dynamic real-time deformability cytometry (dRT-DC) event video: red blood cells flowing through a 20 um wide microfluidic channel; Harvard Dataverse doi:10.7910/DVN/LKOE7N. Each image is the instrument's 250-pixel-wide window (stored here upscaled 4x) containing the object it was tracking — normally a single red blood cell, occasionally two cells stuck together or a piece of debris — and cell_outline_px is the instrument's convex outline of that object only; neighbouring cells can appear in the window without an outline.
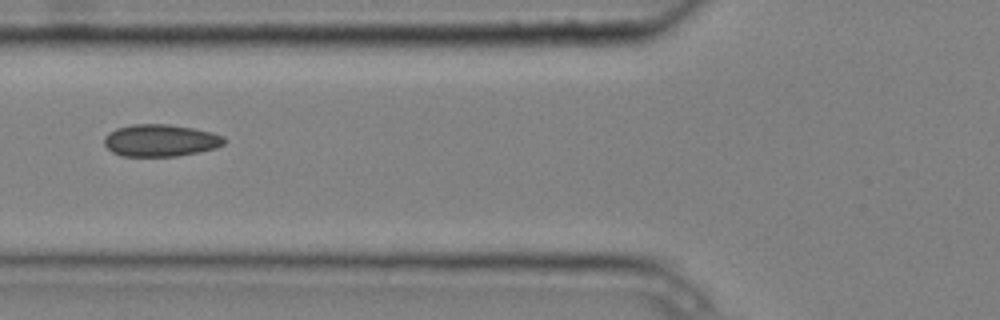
{"species": "common noctule bat (a hibernating species)", "species_latin": "Nyctalus noctula", "temperature_condition": "cold", "stored_images_in_passage": 5, "camera_frame_rate_fps": 3000, "um_per_image_px": 0.085, "animal": {"sex": "male", "body_mass_g": 20.4}, "frame": {"image": 1, "passage_image": 2, "time_ms": 0.333, "image_size_px": [1000, 320], "cell_outline_px": [[224, 144], [216, 148], [176, 156], [120, 156], [112, 152], [104, 144], [104, 136], [108, 132], [116, 128], [132, 124], [168, 124], [192, 128], [212, 132], [224, 136]], "centroid_in_image_um": [13.61, 11.93], "position_along_channel_um": 112.2, "area_um2": 22.48}}
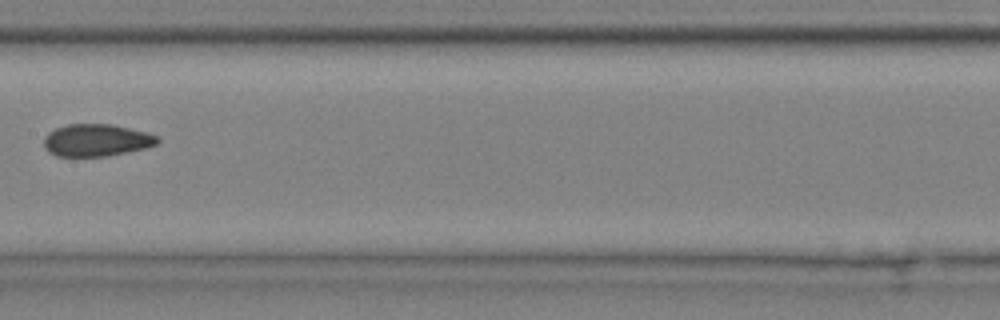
{"frame": {"image": 2, "passage_image": 4, "time_ms": 1.0, "image_size_px": [1000, 320], "cell_outline_px": [[160, 140], [156, 144], [148, 148], [108, 156], [56, 156], [48, 152], [44, 148], [44, 136], [48, 132], [56, 128], [68, 124], [112, 124], [148, 132], [160, 136]], "centroid_in_image_um": [8.22, 11.92], "position_along_channel_um": 199.2, "area_um2": 21.68}}
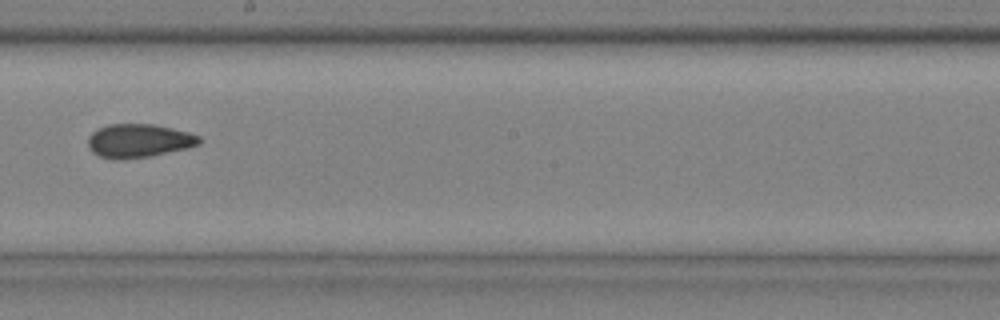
{"frame": {"image": 3, "passage_image": 5, "time_ms": 1.333, "image_size_px": [1000, 320], "cell_outline_px": [[200, 144], [188, 148], [152, 156], [120, 160], [112, 160], [100, 156], [92, 152], [88, 148], [88, 136], [92, 132], [108, 124], [156, 124], [188, 132], [200, 136]], "centroid_in_image_um": [11.78, 11.97], "position_along_channel_um": 236.4, "area_um2": 22.02}}